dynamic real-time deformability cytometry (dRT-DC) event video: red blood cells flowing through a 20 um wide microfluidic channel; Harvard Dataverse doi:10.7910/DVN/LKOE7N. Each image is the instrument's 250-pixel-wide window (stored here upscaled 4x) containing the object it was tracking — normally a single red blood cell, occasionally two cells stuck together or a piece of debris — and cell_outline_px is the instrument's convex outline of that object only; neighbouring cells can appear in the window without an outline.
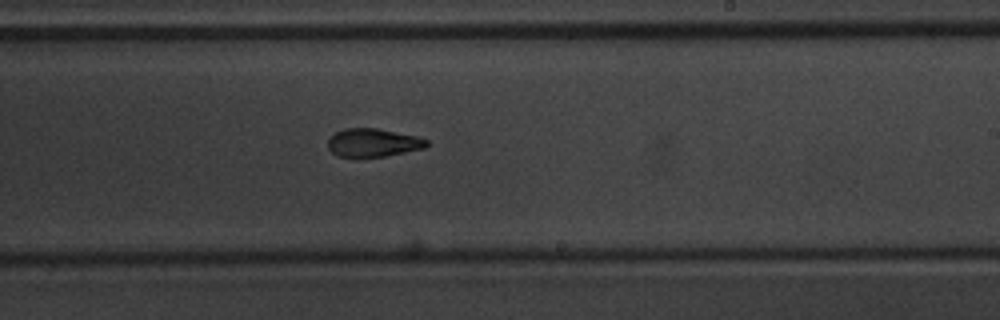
{"species": "common noctule bat (a hibernating species)", "species_latin": "Nyctalus noctula", "temperature_condition": "warm", "stored_images_in_passage": 10, "camera_frame_rate_fps": 3000, "um_per_image_px": 0.085, "animal": {"sex": "male", "body_mass_g": 20.1, "forearm_length_mm": 53.5}, "frame": {"image": 1, "passage_image": 10, "time_ms": 11.333, "image_size_px": [1000, 320], "cell_outline_px": [[428, 144], [424, 148], [384, 156], [352, 160], [340, 156], [332, 152], [328, 148], [328, 140], [336, 132], [344, 128], [376, 128], [416, 136], [428, 140]], "centroid_in_image_um": [31.66, 12.16], "position_along_channel_um": 257.3, "area_um2": 16.53}}